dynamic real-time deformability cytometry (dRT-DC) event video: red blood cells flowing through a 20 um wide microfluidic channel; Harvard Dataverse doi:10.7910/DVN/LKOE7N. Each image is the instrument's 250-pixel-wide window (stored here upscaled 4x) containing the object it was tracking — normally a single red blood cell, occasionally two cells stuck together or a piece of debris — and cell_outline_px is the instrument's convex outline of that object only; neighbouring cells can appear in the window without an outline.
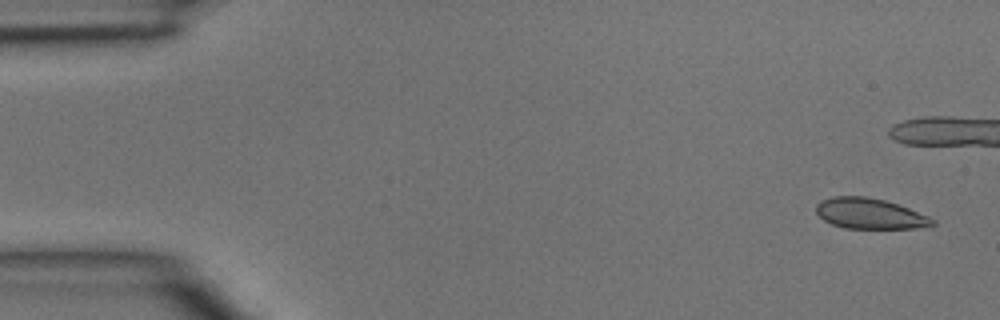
{"species": "common noctule bat (a hibernating species)", "species_latin": "Nyctalus noctula", "temperature_condition": "room temperature", "stored_images_in_passage": 3, "camera_frame_rate_fps": 3000, "um_per_image_px": 0.085, "animal": {"sex": "male", "body_mass_g": 15.6}, "frame": {"image": 1, "passage_image": 1, "time_ms": 0.0, "image_size_px": [1000, 320], "cell_outline_px": [[936, 224], [916, 228], [844, 228], [832, 224], [824, 220], [816, 212], [816, 204], [820, 200], [832, 196], [868, 196], [884, 200], [908, 208], [928, 216], [936, 220]], "centroid_in_image_um": [73.91, 18.15], "position_along_channel_um": 11.1, "area_um2": 20.69}}